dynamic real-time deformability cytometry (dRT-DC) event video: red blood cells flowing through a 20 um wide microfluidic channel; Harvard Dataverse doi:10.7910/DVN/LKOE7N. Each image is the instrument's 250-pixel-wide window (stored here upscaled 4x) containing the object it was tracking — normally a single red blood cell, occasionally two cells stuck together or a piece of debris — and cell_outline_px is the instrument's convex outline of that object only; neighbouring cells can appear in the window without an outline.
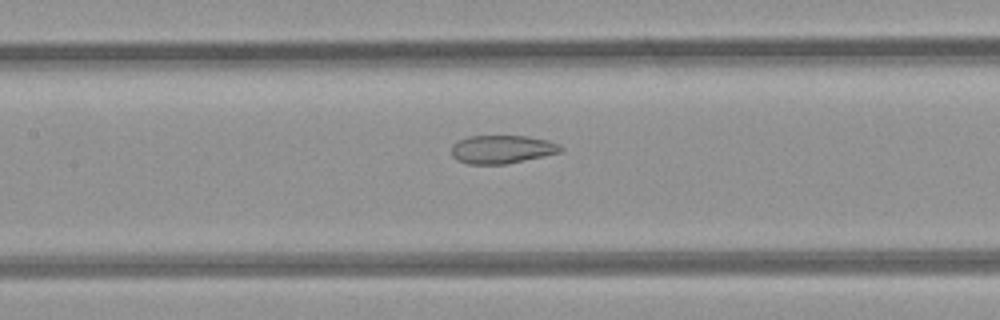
{"species": "common noctule bat (a hibernating species)", "species_latin": "Nyctalus noctula", "temperature_condition": "room temperature", "stored_images_in_passage": 23, "camera_frame_rate_fps": 3000, "um_per_image_px": 0.085, "animal": {"sex": "female", "body_mass_g": 21.9}, "frame": {"image": 1, "passage_image": 7, "time_ms": 2.0, "image_size_px": [1000, 320], "cell_outline_px": [[564, 148], [560, 152], [504, 164], [468, 164], [456, 160], [452, 156], [452, 144], [468, 136], [528, 136], [548, 140], [560, 144]], "centroid_in_image_um": [42.65, 12.68], "position_along_channel_um": 164.7, "area_um2": 17.92}}
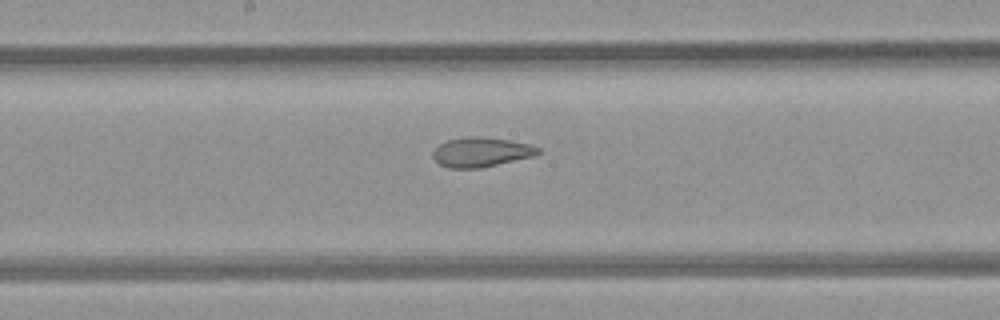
{"frame": {"image": 2, "passage_image": 10, "time_ms": 3.0, "image_size_px": [1000, 320], "cell_outline_px": [[540, 152], [536, 156], [480, 168], [448, 168], [440, 164], [432, 156], [432, 152], [440, 144], [448, 140], [464, 136], [480, 136], [508, 140], [528, 144], [540, 148]], "centroid_in_image_um": [40.9, 12.93], "position_along_channel_um": 207.3, "area_um2": 18.15}}